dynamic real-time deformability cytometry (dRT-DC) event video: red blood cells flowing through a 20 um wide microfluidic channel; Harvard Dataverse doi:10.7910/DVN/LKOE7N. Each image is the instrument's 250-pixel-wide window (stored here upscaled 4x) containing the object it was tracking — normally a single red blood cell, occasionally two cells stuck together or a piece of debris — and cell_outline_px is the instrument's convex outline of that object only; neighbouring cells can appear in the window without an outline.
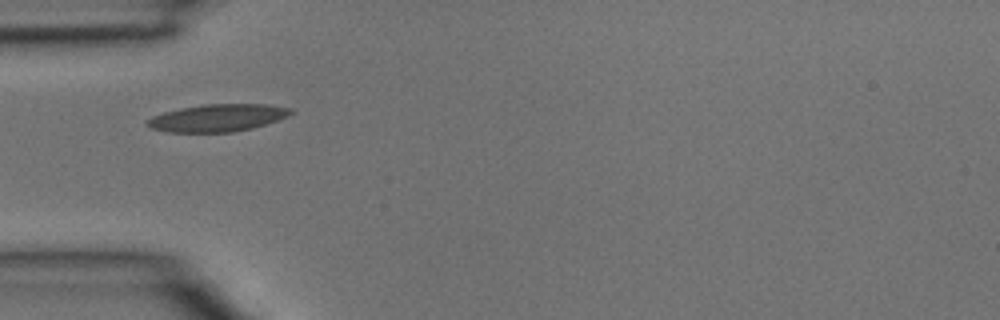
{"species": "common noctule bat (a hibernating species)", "species_latin": "Nyctalus noctula", "temperature_condition": "room temperature", "stored_images_in_passage": 2, "camera_frame_rate_fps": 3000, "um_per_image_px": 0.085, "animal": {"sex": "male", "body_mass_g": 15.6}, "frame": {"image": 1, "passage_image": 1, "time_ms": 0.0, "image_size_px": [1000, 320], "cell_outline_px": [[296, 112], [288, 116], [252, 128], [232, 132], [168, 132], [152, 128], [144, 124], [152, 116], [164, 112], [180, 108], [204, 104], [264, 104], [292, 108]], "centroid_in_image_um": [18.5, 10.01], "position_along_channel_um": 66.5, "area_um2": 22.83}}
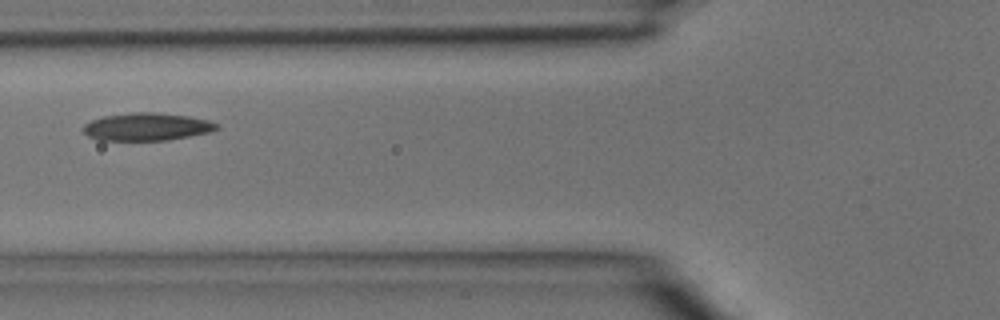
{"frame": {"image": 2, "passage_image": 2, "time_ms": 0.333, "image_size_px": [1000, 320], "cell_outline_px": [[220, 128], [208, 132], [168, 140], [100, 140], [88, 136], [84, 132], [84, 124], [92, 120], [104, 116], [132, 112], [156, 112], [188, 116], [208, 120], [220, 124]], "centroid_in_image_um": [12.5, 10.77], "position_along_channel_um": 113.3, "area_um2": 21.44}}